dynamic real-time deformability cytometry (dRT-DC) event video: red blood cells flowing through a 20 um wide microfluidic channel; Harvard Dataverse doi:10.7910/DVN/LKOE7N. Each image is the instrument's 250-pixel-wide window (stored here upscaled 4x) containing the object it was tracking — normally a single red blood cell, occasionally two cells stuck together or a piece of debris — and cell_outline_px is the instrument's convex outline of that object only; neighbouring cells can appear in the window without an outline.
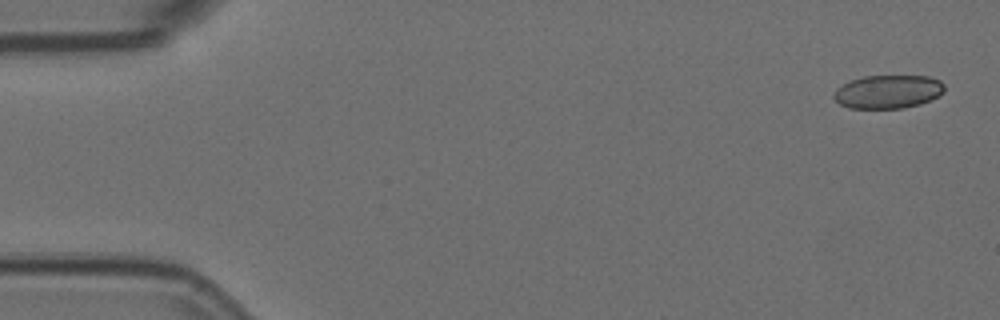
{"species": "Egyptian fruit bat (a non-hibernating species)", "species_latin": "Rousettus aegyptiacus", "temperature_condition": "room temperature", "stored_images_in_passage": 2, "camera_frame_rate_fps": 3000, "um_per_image_px": 0.085, "animal": {"sex": "female"}, "frame": {"image": 1, "passage_image": 1, "time_ms": 0.0, "image_size_px": [1000, 320], "cell_outline_px": [[944, 92], [920, 104], [904, 108], [848, 108], [840, 104], [832, 96], [836, 88], [852, 80], [864, 76], [928, 76], [940, 80], [944, 84]], "centroid_in_image_um": [75.47, 7.79], "position_along_channel_um": 9.5, "area_um2": 21.44}}